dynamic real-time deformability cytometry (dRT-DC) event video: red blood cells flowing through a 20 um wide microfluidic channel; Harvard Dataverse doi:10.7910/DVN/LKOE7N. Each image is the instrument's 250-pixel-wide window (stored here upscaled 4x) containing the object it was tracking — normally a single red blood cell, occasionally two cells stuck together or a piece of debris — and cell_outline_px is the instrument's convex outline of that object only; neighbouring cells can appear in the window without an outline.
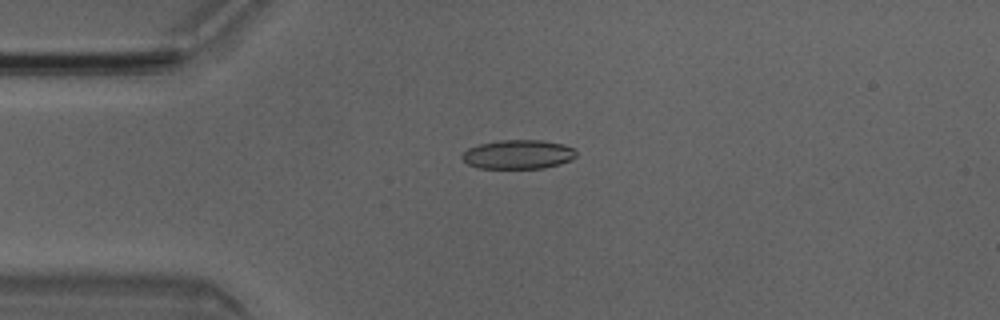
{"species": "Egyptian fruit bat (a non-hibernating species)", "species_latin": "Rousettus aegyptiacus", "temperature_condition": "room temperature", "stored_images_in_passage": 5, "camera_frame_rate_fps": 3000, "um_per_image_px": 0.085, "animal": {"sex": "male"}, "frame": {"image": 1, "passage_image": 3, "time_ms": 0.667, "image_size_px": [1000, 320], "cell_outline_px": [[576, 156], [572, 160], [560, 164], [544, 168], [476, 168], [468, 164], [460, 156], [468, 148], [480, 144], [500, 140], [544, 140], [564, 144], [572, 148], [576, 152]], "centroid_in_image_um": [44.05, 13.12], "position_along_channel_um": 40.9, "area_um2": 19.42}}
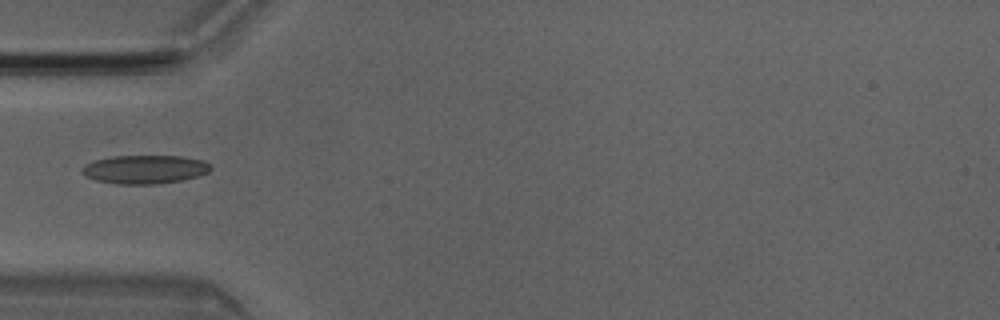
{"frame": {"image": 2, "passage_image": 4, "time_ms": 1.0, "image_size_px": [1000, 320], "cell_outline_px": [[212, 168], [208, 172], [200, 176], [180, 180], [156, 184], [116, 184], [96, 180], [88, 176], [80, 168], [84, 164], [92, 160], [112, 156], [184, 156], [204, 160]], "centroid_in_image_um": [12.31, 14.38], "position_along_channel_um": 72.7, "area_um2": 21.5}}